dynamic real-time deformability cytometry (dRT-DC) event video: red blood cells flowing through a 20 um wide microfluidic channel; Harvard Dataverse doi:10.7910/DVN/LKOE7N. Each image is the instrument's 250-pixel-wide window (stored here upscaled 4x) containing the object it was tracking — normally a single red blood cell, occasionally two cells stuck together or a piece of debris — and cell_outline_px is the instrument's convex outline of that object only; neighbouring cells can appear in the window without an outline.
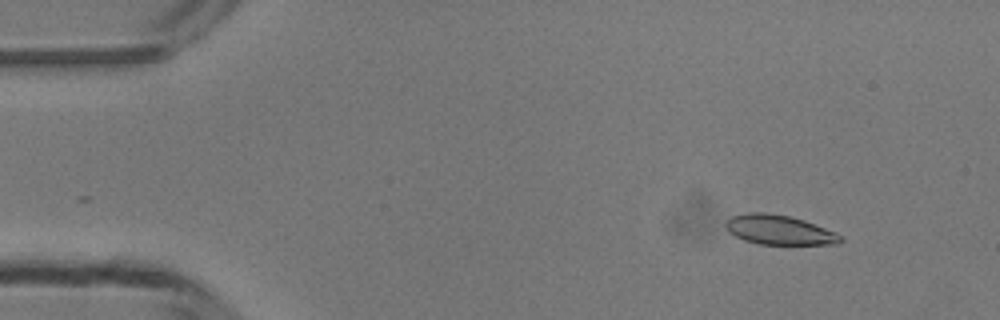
{"species": "common noctule bat (a hibernating species)", "species_latin": "Nyctalus noctula", "temperature_condition": "room temperature", "stored_images_in_passage": 50, "camera_frame_rate_fps": 3000, "um_per_image_px": 0.085, "animal": {"sex": "male", "body_mass_g": 13.3}, "frame": {"image": 1, "passage_image": 6, "time_ms": 1.667, "image_size_px": [1000, 320], "cell_outline_px": [[844, 240], [836, 244], [760, 244], [744, 240], [728, 232], [724, 224], [732, 216], [748, 212], [764, 212], [792, 216], [804, 220], [836, 232]], "centroid_in_image_um": [66.22, 19.53], "position_along_channel_um": 18.8, "area_um2": 19.77}}
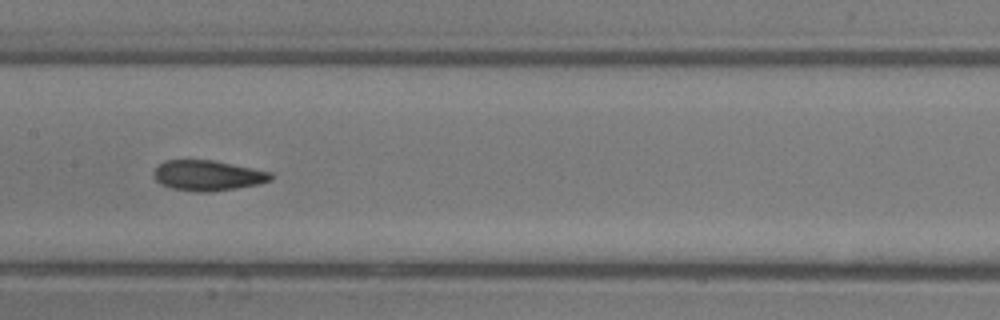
{"frame": {"image": 2, "passage_image": 25, "time_ms": 8.0, "image_size_px": [1000, 320], "cell_outline_px": [[272, 180], [260, 184], [212, 192], [196, 192], [172, 188], [160, 184], [156, 180], [152, 172], [164, 160], [212, 160], [272, 172]], "centroid_in_image_um": [17.66, 14.92], "position_along_channel_um": 189.7, "area_um2": 20.75}}
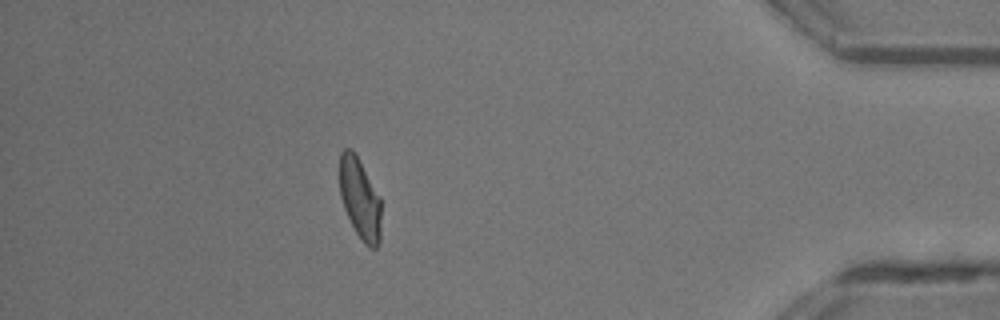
{"frame": {"image": 3, "passage_image": 44, "time_ms": 14.333, "image_size_px": [1000, 320], "cell_outline_px": [[380, 240], [376, 248], [368, 248], [364, 244], [356, 232], [344, 208], [340, 196], [340, 152], [344, 148], [352, 148], [380, 196]], "centroid_in_image_um": [30.59, 16.89], "position_along_channel_um": 404.6, "area_um2": 19.48}, "authors_computed_cell_mechanics": {"area_um2": 20.519, "velocity_mm_per_s": 4.1795, "shape_relaxation_time_tau1_ms": 3.7933, "shape_relaxation_time_tau2_ms": 1.9548, "deformation_change_tau1": 0.1349, "deformation_change_tau2": 0.0849}}